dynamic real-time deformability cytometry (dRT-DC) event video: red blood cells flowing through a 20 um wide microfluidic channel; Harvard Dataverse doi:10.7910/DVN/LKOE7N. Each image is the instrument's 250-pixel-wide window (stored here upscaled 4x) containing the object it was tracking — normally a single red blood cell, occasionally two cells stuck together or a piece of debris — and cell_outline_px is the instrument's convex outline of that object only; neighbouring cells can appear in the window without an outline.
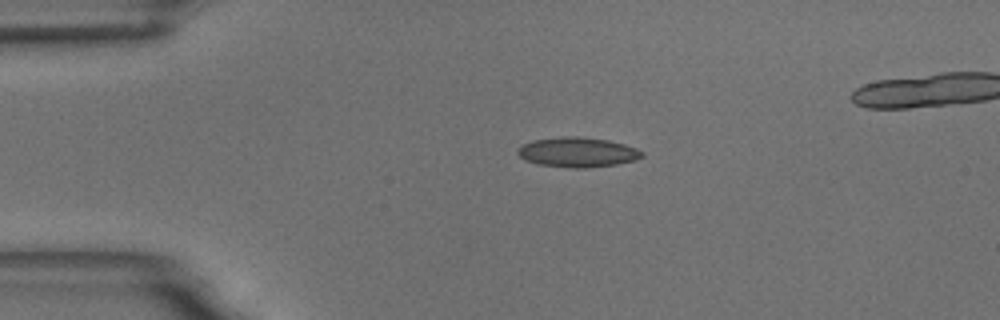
{"species": "common noctule bat (a hibernating species)", "species_latin": "Nyctalus noctula", "temperature_condition": "room temperature", "stored_images_in_passage": 41, "camera_frame_rate_fps": 3000, "um_per_image_px": 0.085, "animal": {"sex": "male", "body_mass_g": 18.8}, "frame": {"image": 1, "passage_image": 1, "time_ms": 0.0, "image_size_px": [1000, 320], "cell_outline_px": [[644, 156], [636, 160], [616, 164], [584, 168], [572, 168], [536, 164], [520, 156], [516, 152], [516, 148], [532, 140], [564, 136], [576, 136], [608, 140], [624, 144], [636, 148], [644, 152]], "centroid_in_image_um": [49.1, 12.93], "position_along_channel_um": 35.9, "area_um2": 21.62}}
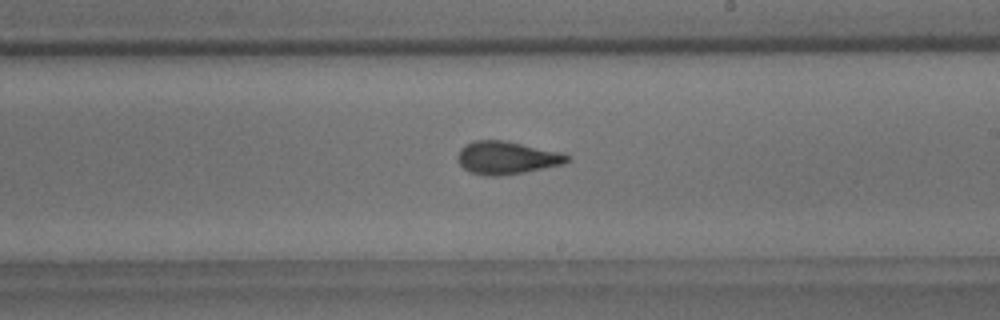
{"frame": {"image": 2, "passage_image": 21, "time_ms": 6.667, "image_size_px": [1000, 320], "cell_outline_px": [[572, 160], [564, 164], [524, 172], [496, 176], [488, 176], [468, 172], [460, 164], [456, 156], [460, 148], [464, 144], [472, 140], [504, 140], [564, 152], [572, 156]], "centroid_in_image_um": [43.1, 13.39], "position_along_channel_um": 245.9, "area_um2": 21.39}}
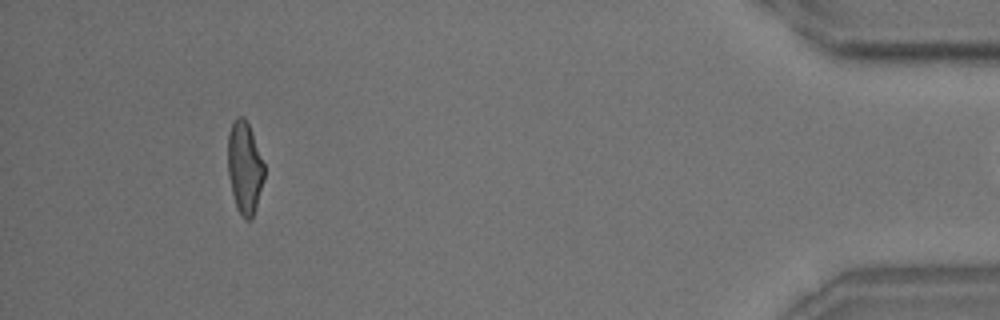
{"frame": {"image": 3, "passage_image": 40, "time_ms": 13.0, "image_size_px": [1000, 320], "cell_outline_px": [[264, 180], [252, 216], [248, 220], [244, 220], [240, 216], [236, 208], [228, 176], [228, 132], [232, 120], [236, 116], [244, 116], [248, 124], [264, 164]], "centroid_in_image_um": [20.76, 14.23], "position_along_channel_um": 414.4, "area_um2": 19.48}}